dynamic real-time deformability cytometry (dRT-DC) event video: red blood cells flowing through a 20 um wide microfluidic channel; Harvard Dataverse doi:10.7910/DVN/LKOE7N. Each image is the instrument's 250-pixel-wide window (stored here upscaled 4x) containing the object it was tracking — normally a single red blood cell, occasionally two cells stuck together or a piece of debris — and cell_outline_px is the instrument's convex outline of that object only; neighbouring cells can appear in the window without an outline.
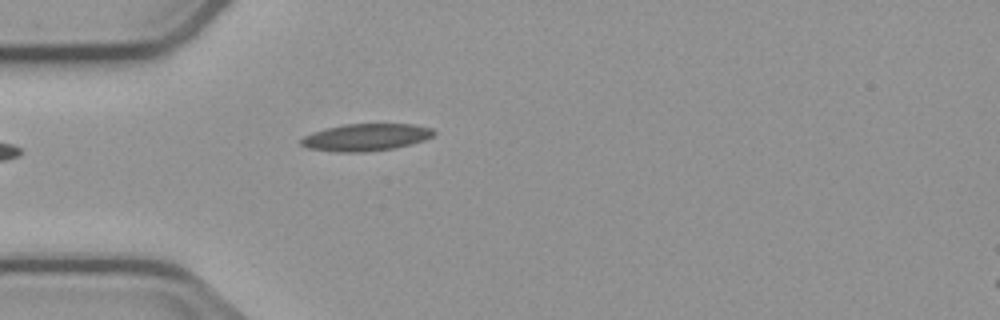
{"species": "common noctule bat (a hibernating species)", "species_latin": "Nyctalus noctula", "temperature_condition": "cold", "stored_images_in_passage": 1, "camera_frame_rate_fps": 3000, "um_per_image_px": 0.085, "animal": {"sex": "male", "body_mass_g": 23.1, "forearm_length_mm": 52.7}, "frame": {"image": 1, "passage_image": 1, "time_ms": 0.0, "image_size_px": [1000, 320], "cell_outline_px": [[436, 132], [432, 136], [424, 140], [396, 148], [364, 152], [336, 152], [308, 148], [300, 144], [300, 140], [304, 136], [312, 132], [324, 128], [344, 124], [412, 124], [432, 128]], "centroid_in_image_um": [31.08, 11.67], "position_along_channel_um": 53.9, "area_um2": 21.1}}